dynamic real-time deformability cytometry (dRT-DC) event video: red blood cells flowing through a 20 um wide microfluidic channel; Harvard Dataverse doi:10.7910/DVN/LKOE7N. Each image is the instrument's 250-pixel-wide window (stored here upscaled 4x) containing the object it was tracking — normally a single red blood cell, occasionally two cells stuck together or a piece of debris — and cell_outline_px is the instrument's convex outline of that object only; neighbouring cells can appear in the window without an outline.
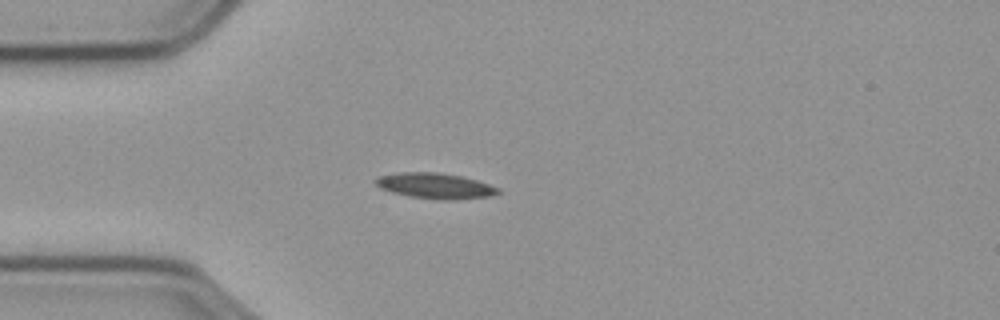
{"species": "common noctule bat (a hibernating species)", "species_latin": "Nyctalus noctula", "temperature_condition": "cold", "stored_images_in_passage": 43, "camera_frame_rate_fps": 3000, "um_per_image_px": 0.085, "animal": {"sex": "male", "body_mass_g": 23.1, "forearm_length_mm": 52.7}, "frame": {"image": 1, "passage_image": 1, "time_ms": 0.0, "image_size_px": [1000, 320], "cell_outline_px": [[500, 192], [492, 196], [456, 200], [436, 200], [408, 196], [392, 192], [380, 188], [372, 180], [376, 176], [400, 172], [436, 172], [460, 176], [476, 180], [500, 188]], "centroid_in_image_um": [36.96, 15.8], "position_along_channel_um": 48.0, "area_um2": 18.5}}
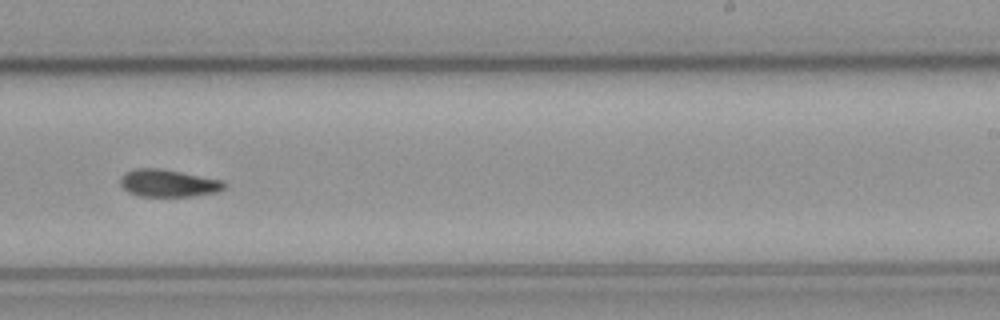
{"frame": {"image": 2, "passage_image": 21, "time_ms": 6.667, "image_size_px": [1000, 320], "cell_outline_px": [[228, 184], [224, 188], [216, 192], [192, 196], [140, 196], [128, 192], [120, 184], [120, 176], [124, 172], [136, 168], [160, 168], [220, 180]], "centroid_in_image_um": [14.26, 15.56], "position_along_channel_um": 274.7, "area_um2": 16.47}}
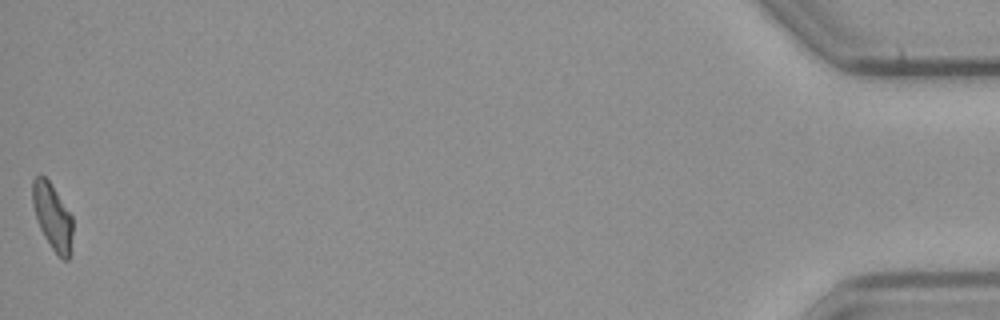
{"frame": {"image": 3, "passage_image": 43, "time_ms": 14.0, "image_size_px": [1000, 320], "cell_outline_px": [[72, 236], [68, 260], [64, 260], [52, 248], [44, 236], [40, 228], [32, 204], [32, 180], [36, 176], [44, 176], [48, 180], [72, 216]], "centroid_in_image_um": [4.44, 18.39], "position_along_channel_um": 430.8, "area_um2": 15.09}}